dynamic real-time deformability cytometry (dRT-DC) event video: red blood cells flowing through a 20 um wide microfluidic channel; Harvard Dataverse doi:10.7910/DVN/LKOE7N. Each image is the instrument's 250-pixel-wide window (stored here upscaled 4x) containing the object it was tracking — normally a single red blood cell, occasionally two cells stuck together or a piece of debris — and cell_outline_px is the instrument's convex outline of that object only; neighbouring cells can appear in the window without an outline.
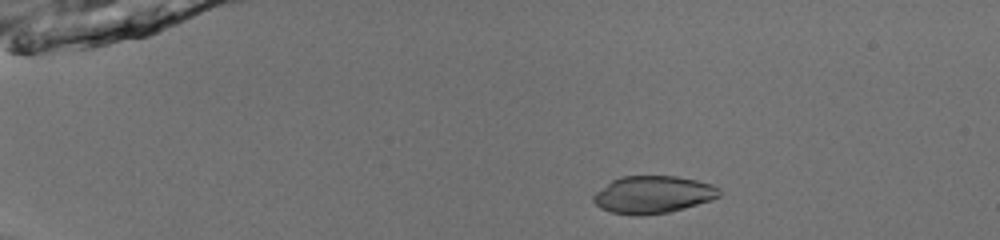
{"species": "common noctule bat (a hibernating species)", "species_latin": "Nyctalus noctula", "temperature_condition": "room temperature", "stored_images_in_passage": 51, "camera_frame_rate_fps": 3000, "um_per_image_px": 0.085, "animal": {"sex": "male", "body_mass_g": 13.0, "forearm_length_mm": 53.1}, "frame": {"image": 1, "passage_image": 10, "time_ms": 3.0, "image_size_px": [1000, 240], "cell_outline_px": [[720, 196], [712, 200], [684, 208], [668, 212], [640, 216], [632, 216], [612, 212], [600, 208], [592, 200], [592, 196], [596, 192], [612, 180], [620, 176], [676, 176], [696, 180], [712, 184], [720, 188]], "centroid_in_image_um": [55.5, 16.54], "position_along_channel_um": 29.5, "area_um2": 27.57}}
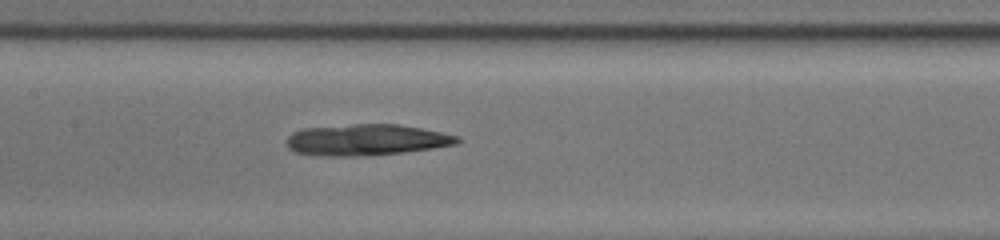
{"frame": {"image": 2, "passage_image": 27, "time_ms": 8.667, "image_size_px": [1000, 240], "cell_outline_px": [[464, 140], [456, 144], [432, 148], [400, 152], [360, 156], [320, 156], [292, 152], [288, 148], [288, 136], [292, 132], [304, 128], [356, 124], [400, 124], [440, 132], [456, 136]], "centroid_in_image_um": [31.11, 11.89], "position_along_channel_um": 176.3, "area_um2": 30.92}}
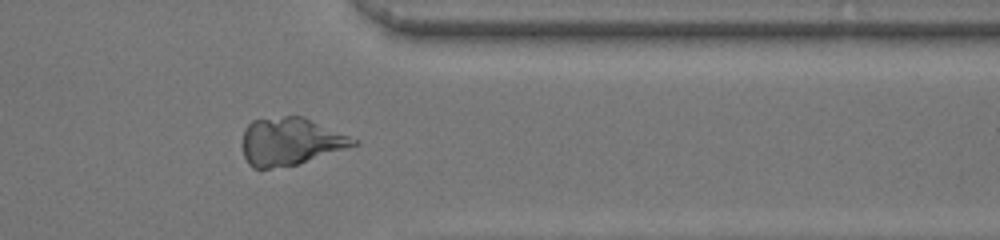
{"frame": {"image": 3, "passage_image": 43, "time_ms": 14.0, "image_size_px": [1000, 240], "cell_outline_px": [[360, 140], [356, 144], [296, 164], [268, 168], [252, 168], [248, 164], [244, 156], [244, 128], [252, 120], [284, 116], [304, 116]], "centroid_in_image_um": [24.67, 12.0], "position_along_channel_um": 386.7, "area_um2": 30.29}}